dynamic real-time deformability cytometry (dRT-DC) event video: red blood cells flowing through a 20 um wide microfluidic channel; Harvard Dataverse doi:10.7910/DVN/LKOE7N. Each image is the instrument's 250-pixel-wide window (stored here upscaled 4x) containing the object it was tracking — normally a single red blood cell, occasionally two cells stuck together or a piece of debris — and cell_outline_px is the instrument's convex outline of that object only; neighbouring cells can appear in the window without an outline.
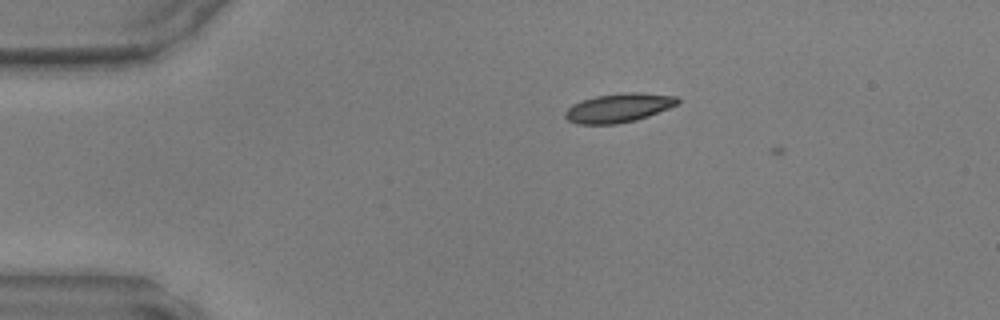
{"species": "common noctule bat (a hibernating species)", "species_latin": "Nyctalus noctula", "temperature_condition": "warm", "stored_images_in_passage": 6, "camera_frame_rate_fps": 3000, "um_per_image_px": 0.085, "animal": {"sex": "male", "body_mass_g": 17.9, "forearm_length_mm": 54.2}, "frame": {"image": 1, "passage_image": 5, "time_ms": 1.333, "image_size_px": [1000, 320], "cell_outline_px": [[680, 104], [648, 116], [636, 120], [616, 124], [576, 124], [568, 120], [564, 116], [564, 112], [572, 104], [596, 96], [624, 92], [640, 92], [676, 96], [680, 100]], "centroid_in_image_um": [52.6, 9.16], "position_along_channel_um": 32.4, "area_um2": 19.07}}